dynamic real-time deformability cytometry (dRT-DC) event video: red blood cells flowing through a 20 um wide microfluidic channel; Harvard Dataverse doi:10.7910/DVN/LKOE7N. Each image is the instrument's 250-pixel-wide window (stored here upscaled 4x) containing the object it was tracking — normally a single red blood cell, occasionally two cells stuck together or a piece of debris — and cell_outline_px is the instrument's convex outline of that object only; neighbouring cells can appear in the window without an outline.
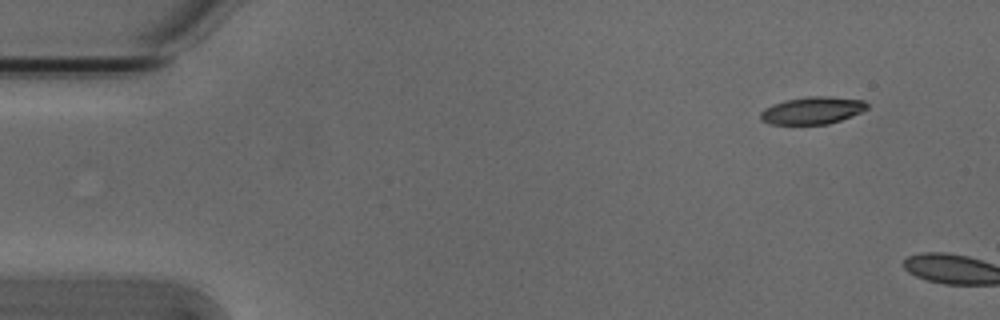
{"species": "Egyptian fruit bat (a non-hibernating species)", "species_latin": "Rousettus aegyptiacus", "temperature_condition": "cold", "stored_images_in_passage": 3, "camera_frame_rate_fps": 3000, "um_per_image_px": 0.085, "animal": {"sex": "male"}, "frame": {"image": 1, "passage_image": 1, "time_ms": 0.0, "image_size_px": [1000, 320], "cell_outline_px": [[868, 108], [852, 116], [828, 124], [772, 124], [760, 120], [760, 112], [764, 108], [772, 104], [784, 100], [808, 96], [824, 96], [864, 100], [868, 104]], "centroid_in_image_um": [69.03, 9.38], "position_along_channel_um": 16.0, "area_um2": 16.99}}